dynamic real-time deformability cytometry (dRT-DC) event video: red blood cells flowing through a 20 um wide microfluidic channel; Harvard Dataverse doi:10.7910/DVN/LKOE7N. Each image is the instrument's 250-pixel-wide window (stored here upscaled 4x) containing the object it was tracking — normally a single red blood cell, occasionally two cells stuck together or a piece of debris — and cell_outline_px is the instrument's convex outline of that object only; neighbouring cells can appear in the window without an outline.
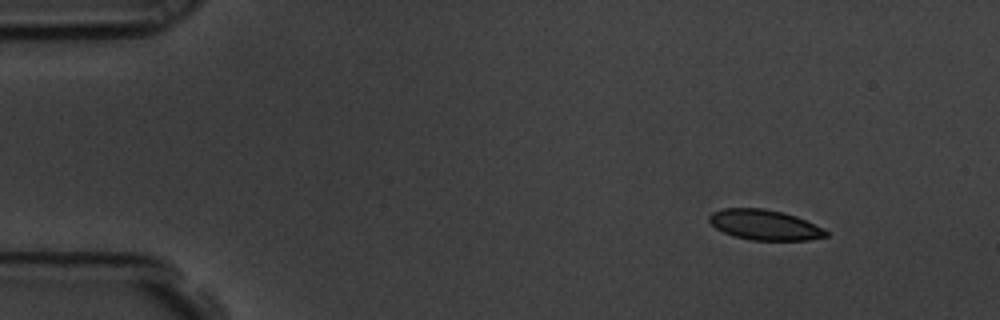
{"species": "common noctule bat (a hibernating species)", "species_latin": "Nyctalus noctula", "temperature_condition": "room temperature", "stored_images_in_passage": 52, "camera_frame_rate_fps": 3000, "um_per_image_px": 0.085, "animal": {"sex": "male", "body_mass_g": 19.5, "forearm_length_mm": 54.6}, "frame": {"image": 1, "passage_image": 1, "time_ms": 0.0, "image_size_px": [1000, 320], "cell_outline_px": [[828, 236], [808, 240], [752, 240], [732, 236], [716, 228], [708, 220], [708, 216], [712, 212], [724, 208], [764, 208], [796, 216], [824, 228], [828, 232]], "centroid_in_image_um": [64.99, 19.11], "position_along_channel_um": 20.0, "area_um2": 20.58}}
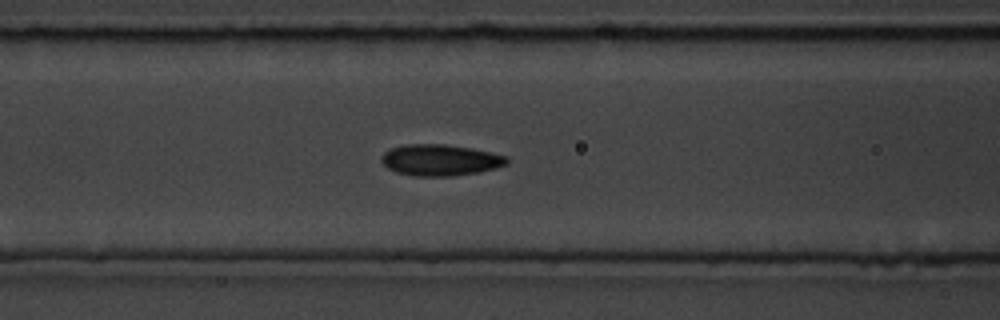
{"frame": {"image": 2, "passage_image": 18, "time_ms": 5.667, "image_size_px": [1000, 320], "cell_outline_px": [[508, 164], [496, 168], [480, 172], [452, 176], [412, 176], [396, 172], [388, 168], [380, 160], [380, 156], [384, 152], [392, 148], [404, 144], [444, 144], [472, 148], [508, 156]], "centroid_in_image_um": [37.42, 13.61], "position_along_channel_um": 129.2, "area_um2": 23.06}}
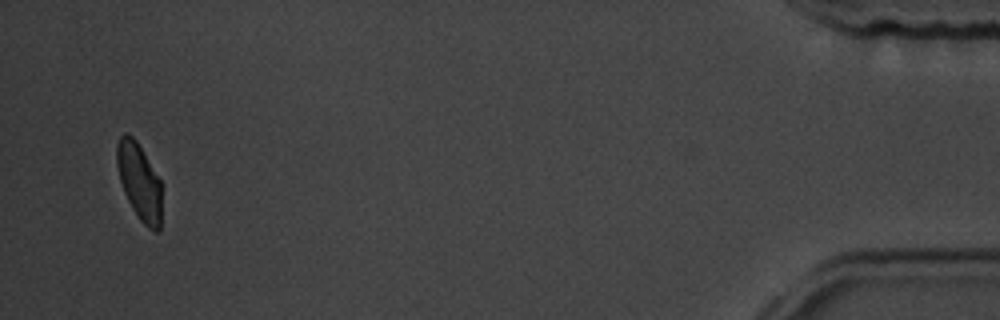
{"frame": {"image": 3, "passage_image": 50, "time_ms": 16.333, "image_size_px": [1000, 320], "cell_outline_px": [[160, 232], [156, 232], [148, 228], [140, 220], [132, 208], [124, 192], [120, 180], [116, 164], [116, 144], [120, 136], [124, 132], [128, 132], [136, 140], [160, 180]], "centroid_in_image_um": [11.81, 15.41], "position_along_channel_um": 423.4, "area_um2": 19.88}, "authors_computed_cell_mechanics": {"area_um2": 21.7039, "velocity_mm_per_s": 3.5416, "shape_relaxation_time_tau1_ms": 3.2799, "shape_relaxation_time_tau2_ms": 1.3931, "deformation_change_tau1": 0.1087, "deformation_change_tau2": 0.0503}}